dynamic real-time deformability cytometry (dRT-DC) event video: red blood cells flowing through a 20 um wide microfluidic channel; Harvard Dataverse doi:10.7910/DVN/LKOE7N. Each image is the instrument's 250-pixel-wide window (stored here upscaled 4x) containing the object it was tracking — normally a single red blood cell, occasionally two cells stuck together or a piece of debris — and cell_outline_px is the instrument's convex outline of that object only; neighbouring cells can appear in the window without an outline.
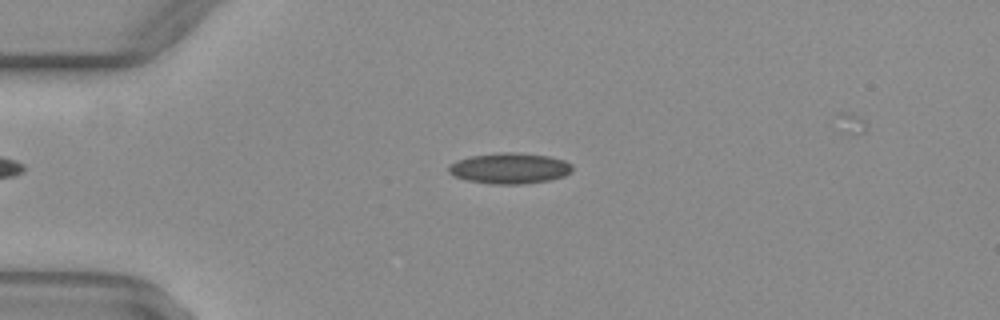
{"species": "common noctule bat (a hibernating species)", "species_latin": "Nyctalus noctula", "temperature_condition": "warm", "stored_images_in_passage": 40, "camera_frame_rate_fps": 3000, "um_per_image_px": 0.085, "animal": {"sex": "female", "body_mass_g": 29.2, "forearm_length_mm": 56.3}, "frame": {"image": 1, "passage_image": 3, "time_ms": 0.667, "image_size_px": [1000, 320], "cell_outline_px": [[572, 168], [564, 176], [548, 180], [524, 184], [492, 184], [468, 180], [452, 176], [448, 172], [448, 164], [456, 160], [472, 156], [500, 152], [516, 152], [548, 156], [564, 160], [572, 164]], "centroid_in_image_um": [43.27, 14.3], "position_along_channel_um": 41.7, "area_um2": 22.2}}
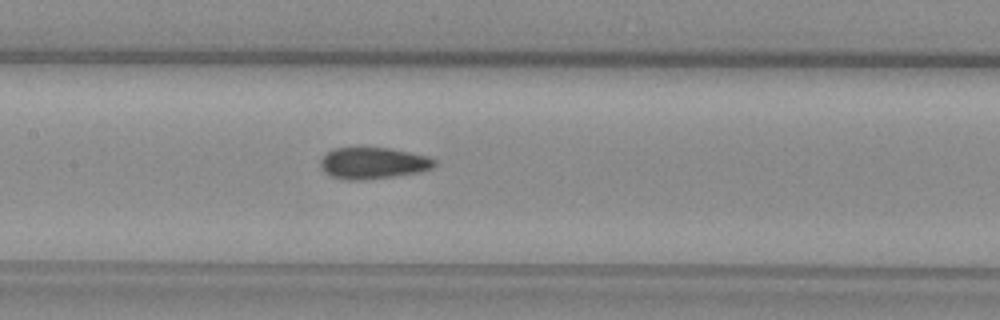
{"frame": {"image": 2, "passage_image": 15, "time_ms": 4.667, "image_size_px": [1000, 320], "cell_outline_px": [[436, 164], [432, 168], [420, 172], [392, 176], [360, 180], [348, 180], [332, 176], [324, 172], [320, 168], [320, 160], [332, 148], [388, 148], [428, 156], [436, 160]], "centroid_in_image_um": [31.7, 13.86], "position_along_channel_um": 175.7, "area_um2": 20.75}}
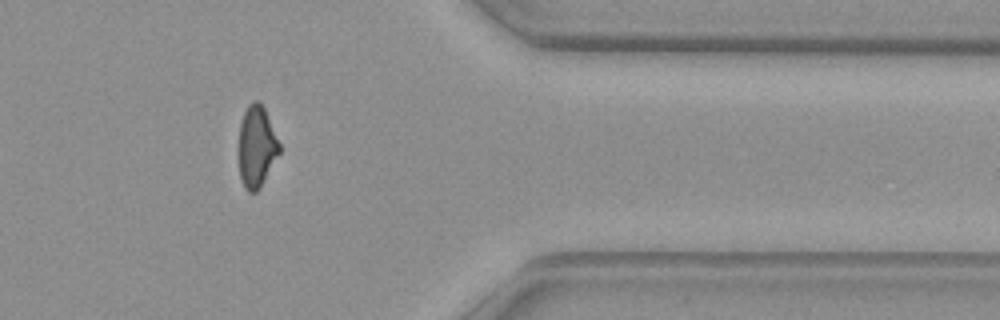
{"frame": {"image": 3, "passage_image": 32, "time_ms": 10.333, "image_size_px": [1000, 320], "cell_outline_px": [[280, 152], [260, 188], [256, 192], [248, 192], [244, 188], [240, 176], [240, 120], [248, 104], [252, 100], [256, 100], [264, 108], [280, 144]], "centroid_in_image_um": [21.81, 12.47], "position_along_channel_um": 389.6, "area_um2": 19.02}}